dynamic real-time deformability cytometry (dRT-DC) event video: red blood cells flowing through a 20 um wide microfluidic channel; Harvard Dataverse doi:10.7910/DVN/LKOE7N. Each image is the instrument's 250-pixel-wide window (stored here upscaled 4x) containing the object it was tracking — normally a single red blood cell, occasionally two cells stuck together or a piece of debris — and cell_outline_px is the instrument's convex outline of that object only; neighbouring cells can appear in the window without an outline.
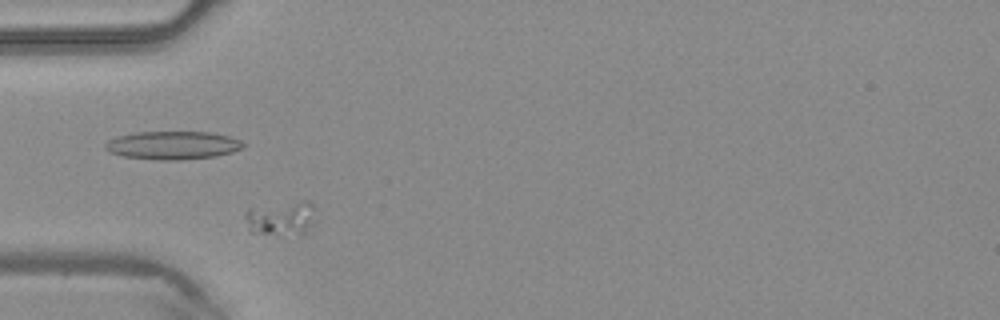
{"species": "common noctule bat (a hibernating species)", "species_latin": "Nyctalus noctula", "temperature_condition": "warm", "stored_images_in_passage": 43, "camera_frame_rate_fps": 3000, "um_per_image_px": 0.085, "animal": {"sex": "male", "body_mass_g": 20.4}, "frame": {"image": 1, "passage_image": 9, "time_ms": 2.667, "image_size_px": [1000, 320], "cell_outline_px": [[312, 232], [304, 236], [300, 236], [248, 232], [244, 216], [244, 212], [248, 208], [300, 200], [308, 200], [312, 204]], "centroid_in_image_um": [23.88, 18.58], "position_along_channel_um": 61.1, "area_um2": 14.62}}
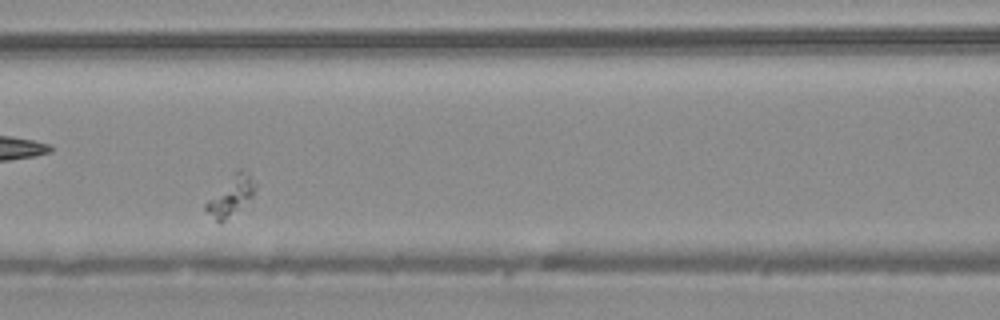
{"frame": {"image": 2, "passage_image": 16, "time_ms": 5.0, "image_size_px": [1000, 320], "cell_outline_px": [[256, 188], [252, 196], [220, 224], [204, 208], [204, 204], [240, 168], [256, 184]], "centroid_in_image_um": [19.6, 16.69], "position_along_channel_um": 147.0, "area_um2": 10.35}}
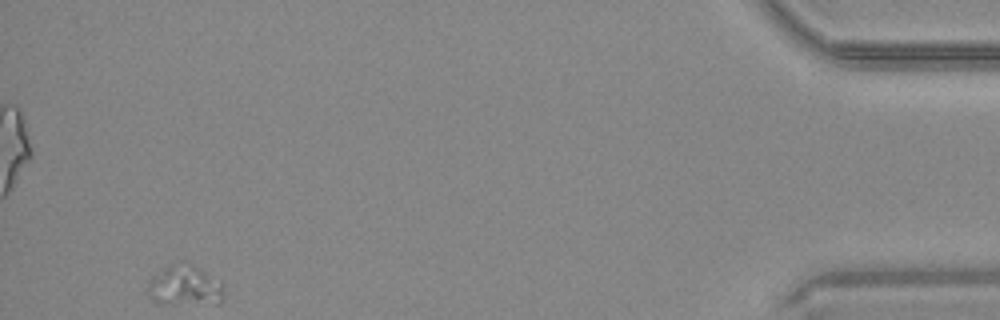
{"frame": {"image": 3, "passage_image": 43, "time_ms": 14.0, "image_size_px": [1000, 320], "cell_outline_px": [[224, 300], [220, 304], [156, 304], [148, 296], [148, 280], [152, 276], [168, 264], [180, 260], [192, 264], [224, 284]], "centroid_in_image_um": [15.7, 24.3], "position_along_channel_um": 419.5, "area_um2": 18.61}}